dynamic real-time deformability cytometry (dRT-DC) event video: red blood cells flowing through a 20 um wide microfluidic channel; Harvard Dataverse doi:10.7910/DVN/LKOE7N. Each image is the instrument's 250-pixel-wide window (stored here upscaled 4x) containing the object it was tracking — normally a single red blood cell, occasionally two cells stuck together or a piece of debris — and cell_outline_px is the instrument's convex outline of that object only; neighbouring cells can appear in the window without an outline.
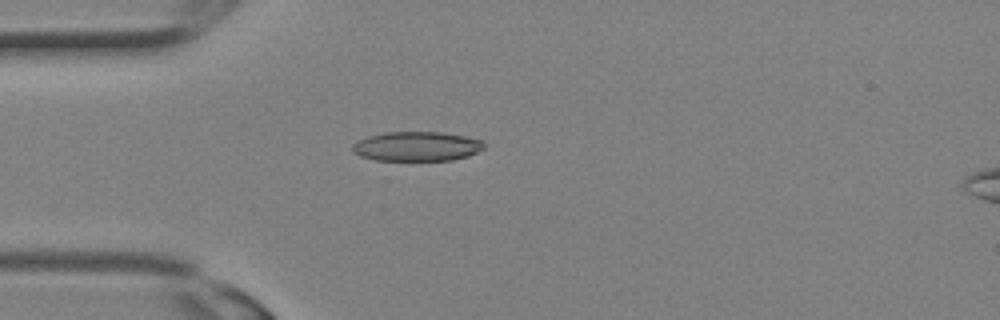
{"species": "Egyptian fruit bat (a non-hibernating species)", "species_latin": "Rousettus aegyptiacus", "temperature_condition": "room temperature", "stored_images_in_passage": 31, "camera_frame_rate_fps": 3000, "um_per_image_px": 0.085, "animal": {"sex": "female"}, "frame": {"image": 1, "passage_image": 9, "time_ms": 2.667, "image_size_px": [1000, 320], "cell_outline_px": [[484, 148], [468, 156], [452, 160], [376, 160], [360, 156], [352, 152], [352, 144], [356, 140], [368, 136], [384, 132], [444, 132], [484, 140]], "centroid_in_image_um": [35.4, 12.43], "position_along_channel_um": 49.6, "area_um2": 22.77}}
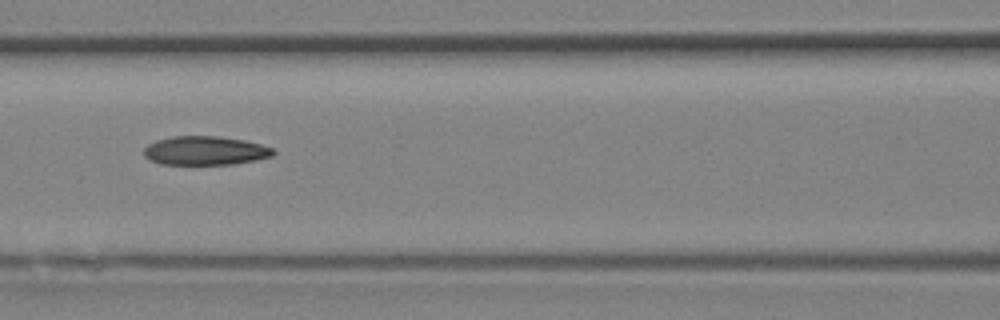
{"frame": {"image": 2, "passage_image": 14, "time_ms": 4.333, "image_size_px": [1000, 320], "cell_outline_px": [[276, 152], [272, 156], [256, 160], [232, 164], [160, 164], [148, 160], [144, 156], [144, 148], [148, 144], [156, 140], [172, 136], [216, 136], [244, 140], [260, 144], [272, 148]], "centroid_in_image_um": [17.41, 12.8], "position_along_channel_um": 149.2, "area_um2": 21.79}}
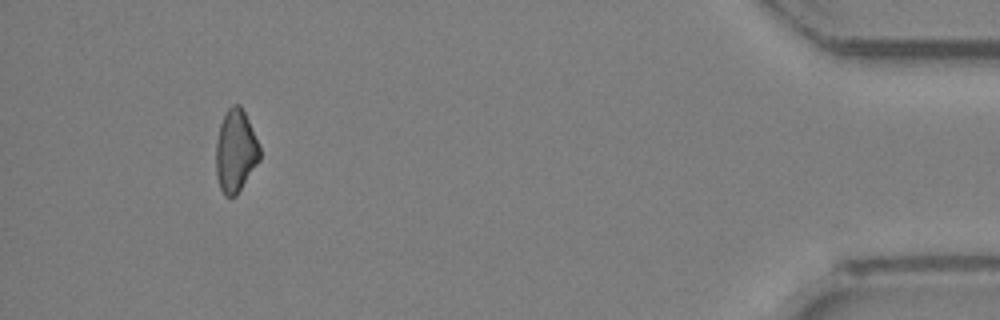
{"frame": {"image": 3, "passage_image": 29, "time_ms": 9.333, "image_size_px": [1000, 320], "cell_outline_px": [[260, 160], [236, 196], [224, 196], [220, 188], [216, 176], [216, 144], [220, 124], [228, 108], [232, 104], [240, 104], [248, 120], [260, 148]], "centroid_in_image_um": [20.02, 12.86], "position_along_channel_um": 415.2, "area_um2": 20.92}}